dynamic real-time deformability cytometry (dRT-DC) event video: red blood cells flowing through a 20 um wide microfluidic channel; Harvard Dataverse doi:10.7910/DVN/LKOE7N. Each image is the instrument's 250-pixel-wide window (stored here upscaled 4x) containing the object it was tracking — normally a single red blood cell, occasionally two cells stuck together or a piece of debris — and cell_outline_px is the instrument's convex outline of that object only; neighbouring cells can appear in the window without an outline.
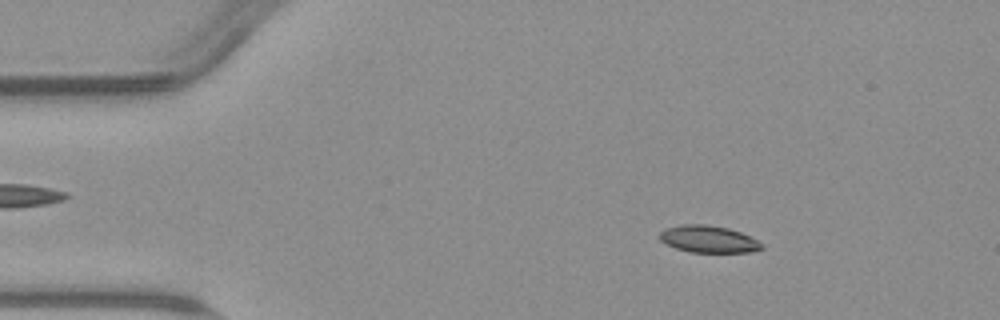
{"species": "common noctule bat (a hibernating species)", "species_latin": "Nyctalus noctula", "temperature_condition": "warm", "stored_images_in_passage": 53, "camera_frame_rate_fps": 3000, "um_per_image_px": 0.085, "animal": {"sex": "male", "body_mass_g": 23.1, "forearm_length_mm": 52.7}, "frame": {"image": 1, "passage_image": 7, "time_ms": 2.0, "image_size_px": [1000, 320], "cell_outline_px": [[764, 248], [752, 252], [688, 252], [676, 248], [660, 240], [660, 232], [664, 228], [684, 224], [708, 224], [728, 228], [740, 232], [764, 244]], "centroid_in_image_um": [60.22, 20.32], "position_along_channel_um": 24.8, "area_um2": 16.07}}
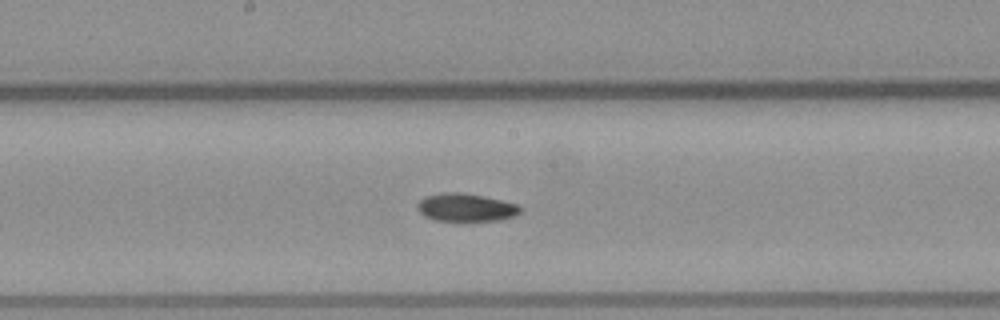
{"frame": {"image": 2, "passage_image": 27, "time_ms": 8.667, "image_size_px": [1000, 320], "cell_outline_px": [[520, 212], [516, 216], [500, 220], [468, 224], [464, 224], [436, 220], [424, 216], [416, 208], [416, 204], [424, 196], [444, 192], [456, 192], [484, 196], [516, 204], [520, 208]], "centroid_in_image_um": [39.57, 17.69], "position_along_channel_um": 208.6, "area_um2": 17.57}}
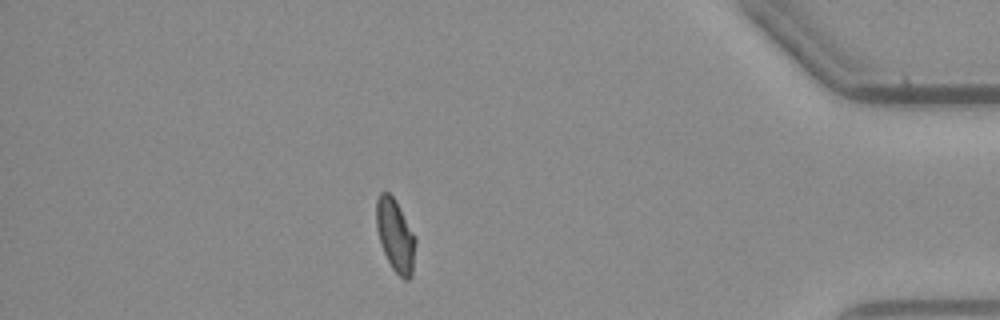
{"frame": {"image": 3, "passage_image": 46, "time_ms": 15.0, "image_size_px": [1000, 320], "cell_outline_px": [[416, 240], [412, 276], [408, 280], [404, 280], [392, 268], [384, 252], [376, 228], [376, 200], [380, 192], [388, 192], [396, 200], [416, 236]], "centroid_in_image_um": [33.62, 20.0], "position_along_channel_um": 401.6, "area_um2": 16.65}, "authors_computed_cell_mechanics": {"area_um2": 16.5886, "velocity_mm_per_s": 3.7814, "shape_relaxation_time_tau1_ms": 4.174, "shape_relaxation_time_tau2_ms": 10.8065, "deformation_change_tau1": 0.1209, "deformation_change_tau2": 0.1421}}